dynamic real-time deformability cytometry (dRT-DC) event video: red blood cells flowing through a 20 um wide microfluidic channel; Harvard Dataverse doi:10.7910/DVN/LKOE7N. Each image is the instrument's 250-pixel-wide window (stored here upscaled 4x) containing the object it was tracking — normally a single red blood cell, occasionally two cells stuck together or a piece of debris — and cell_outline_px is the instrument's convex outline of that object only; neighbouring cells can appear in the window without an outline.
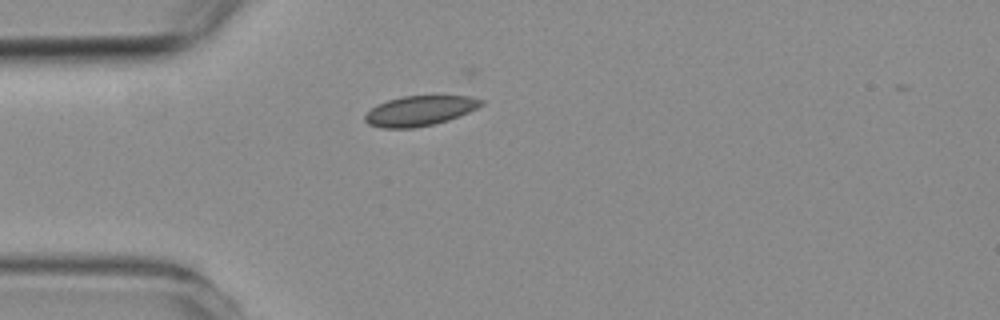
{"species": "common noctule bat (a hibernating species)", "species_latin": "Nyctalus noctula", "temperature_condition": "room temperature", "stored_images_in_passage": 2, "camera_frame_rate_fps": 3000, "um_per_image_px": 0.085, "animal": {"sex": "female", "body_mass_g": 19.3, "forearm_length_mm": 54.1}, "frame": {"image": 1, "passage_image": 1, "time_ms": 0.0, "image_size_px": [1000, 320], "cell_outline_px": [[484, 104], [468, 112], [448, 120], [432, 124], [412, 128], [380, 128], [368, 124], [364, 120], [364, 116], [376, 104], [388, 100], [404, 96], [468, 96], [484, 100]], "centroid_in_image_um": [35.65, 9.42], "position_along_channel_um": 49.3, "area_um2": 20.17}}